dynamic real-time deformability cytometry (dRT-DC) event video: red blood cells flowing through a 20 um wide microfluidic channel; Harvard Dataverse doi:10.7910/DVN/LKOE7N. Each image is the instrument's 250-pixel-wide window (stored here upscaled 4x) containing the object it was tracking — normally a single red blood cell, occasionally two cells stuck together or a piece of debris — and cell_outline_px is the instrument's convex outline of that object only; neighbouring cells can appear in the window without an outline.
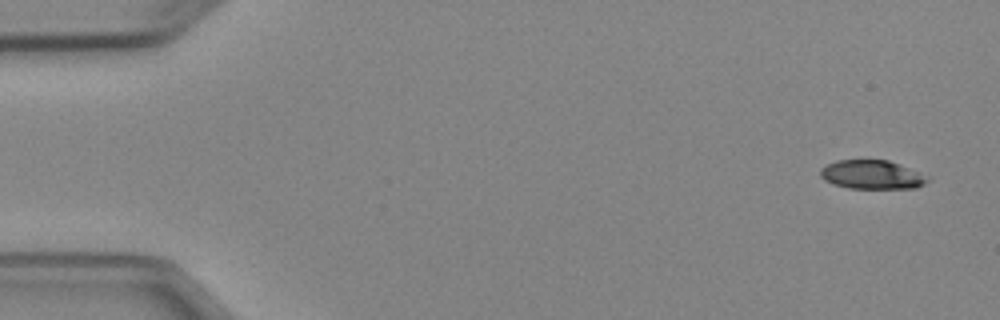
{"species": "Egyptian fruit bat (a non-hibernating species)", "species_latin": "Rousettus aegyptiacus", "temperature_condition": "cold", "stored_images_in_passage": 4, "camera_frame_rate_fps": 3000, "um_per_image_px": 0.085, "animal": {"sex": "female"}, "frame": {"image": 1, "passage_image": 1, "time_ms": 0.0, "image_size_px": [1000, 320], "cell_outline_px": [[928, 180], [924, 184], [916, 188], [848, 188], [824, 180], [820, 176], [820, 168], [836, 160], [888, 160], [900, 164], [920, 172]], "centroid_in_image_um": [74.09, 14.84], "position_along_channel_um": 10.9, "area_um2": 17.86}}